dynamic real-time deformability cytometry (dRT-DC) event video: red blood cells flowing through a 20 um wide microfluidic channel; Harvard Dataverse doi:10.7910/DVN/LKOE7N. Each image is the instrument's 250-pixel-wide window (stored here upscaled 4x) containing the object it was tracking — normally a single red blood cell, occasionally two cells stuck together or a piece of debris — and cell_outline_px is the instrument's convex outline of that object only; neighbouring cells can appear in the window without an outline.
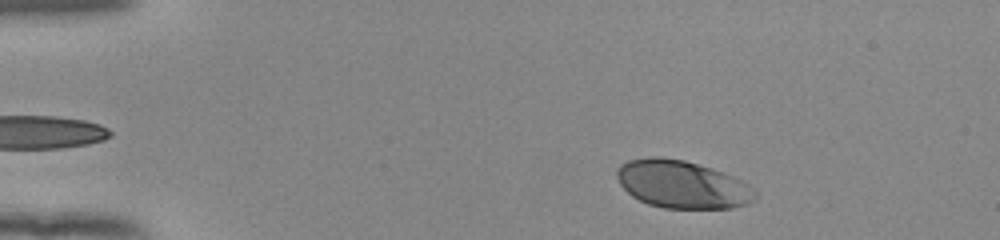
{"species": "human", "species_latin": "Homo sapiens", "temperature_condition": "room temperature", "stored_images_in_passage": 42, "camera_frame_rate_fps": 3000, "um_per_image_px": 0.085, "donor": {"sex": "female"}, "frame": {"image": 1, "passage_image": 4, "time_ms": 1.0, "image_size_px": [1000, 240], "cell_outline_px": [[756, 200], [748, 204], [732, 208], [664, 208], [648, 204], [632, 196], [620, 184], [616, 176], [616, 168], [620, 164], [628, 160], [648, 156], [660, 156], [684, 160], [712, 168], [732, 176], [748, 184], [756, 192]], "centroid_in_image_um": [57.96, 15.66], "position_along_channel_um": 27.0, "area_um2": 38.67}}
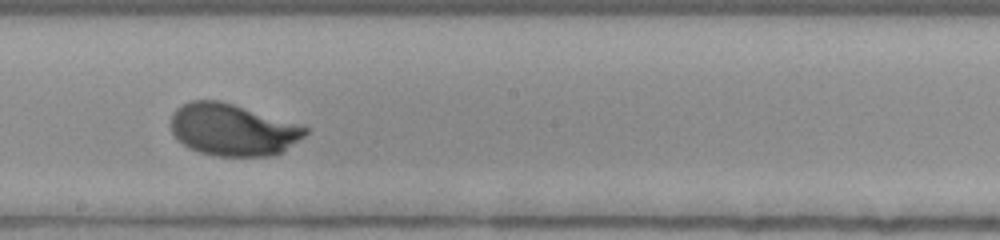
{"frame": {"image": 2, "passage_image": 26, "time_ms": 8.333, "image_size_px": [1000, 240], "cell_outline_px": [[308, 132], [304, 136], [280, 152], [272, 156], [216, 156], [200, 152], [188, 148], [172, 132], [172, 112], [180, 104], [192, 100], [220, 100], [308, 128]], "centroid_in_image_um": [19.72, 11.03], "position_along_channel_um": 228.5, "area_um2": 40.06}}
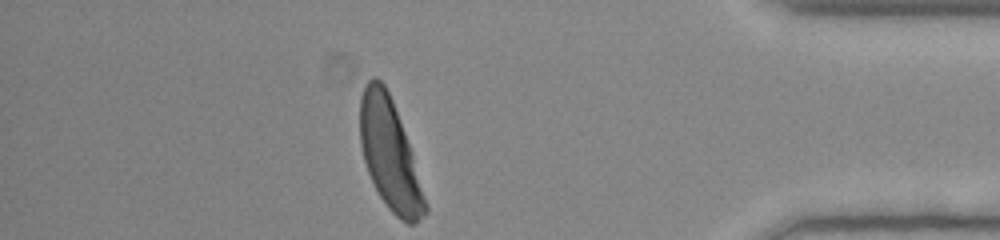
{"frame": {"image": 3, "passage_image": 42, "time_ms": 13.667, "image_size_px": [1000, 240], "cell_outline_px": [[428, 212], [416, 224], [408, 224], [400, 220], [388, 208], [380, 196], [368, 172], [364, 160], [360, 144], [360, 96], [364, 84], [372, 76], [376, 76], [384, 84], [392, 100], [412, 152], [428, 208]], "centroid_in_image_um": [33.12, 13.13], "position_along_channel_um": 402.1, "area_um2": 41.67}, "authors_computed_cell_mechanics": {"area_um2": 40.46, "velocity_mm_per_s": 3.8818, "shape_relaxation_time_tau1_ms": 2.4993, "shape_relaxation_time_tau2_ms": null, "deformation_change_tau1": 0.1496, "deformation_change_tau2": null}}